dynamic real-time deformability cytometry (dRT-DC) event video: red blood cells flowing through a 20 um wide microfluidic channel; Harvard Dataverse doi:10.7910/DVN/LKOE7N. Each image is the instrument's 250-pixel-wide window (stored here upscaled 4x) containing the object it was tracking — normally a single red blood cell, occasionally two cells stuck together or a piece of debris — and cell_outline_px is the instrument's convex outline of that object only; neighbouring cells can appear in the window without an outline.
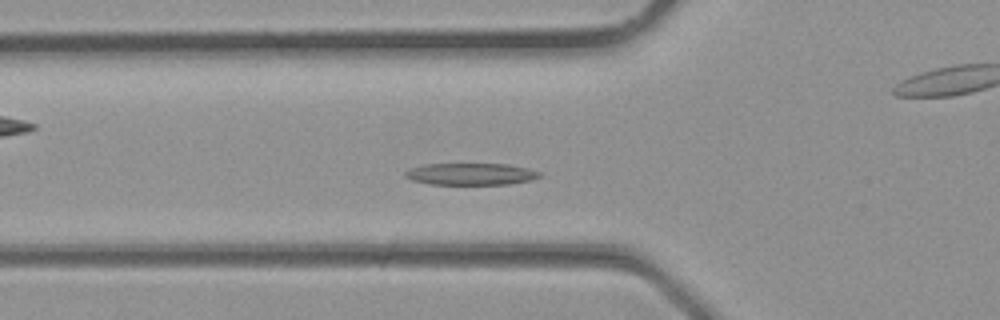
{"species": "common noctule bat (a hibernating species)", "species_latin": "Nyctalus noctula", "temperature_condition": "room temperature", "stored_images_in_passage": 33, "camera_frame_rate_fps": 3000, "um_per_image_px": 0.085, "animal": {"sex": "male", "body_mass_g": 23.1, "forearm_length_mm": 52.7}, "frame": {"image": 1, "passage_image": 10, "time_ms": 3.0, "image_size_px": [1000, 320], "cell_outline_px": [[544, 176], [532, 180], [508, 184], [428, 184], [412, 180], [404, 176], [404, 172], [412, 168], [424, 164], [508, 164], [528, 168], [540, 172]], "centroid_in_image_um": [40.06, 14.79], "position_along_channel_um": 85.7, "area_um2": 17.17}}
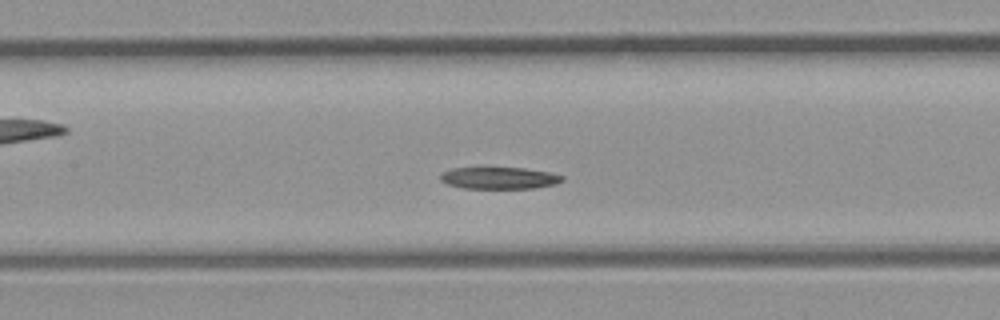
{"frame": {"image": 2, "passage_image": 14, "time_ms": 4.333, "image_size_px": [1000, 320], "cell_outline_px": [[564, 180], [556, 184], [532, 188], [464, 188], [448, 184], [440, 180], [440, 172], [452, 168], [524, 168], [548, 172], [564, 176]], "centroid_in_image_um": [42.42, 15.13], "position_along_channel_um": 165.0, "area_um2": 15.43}}
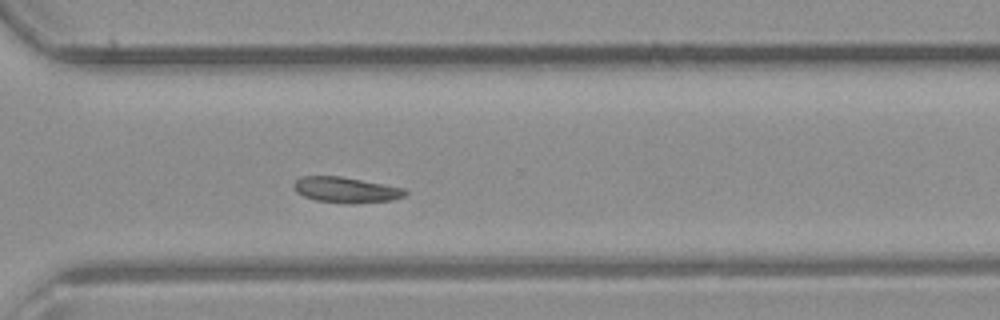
{"frame": {"image": 3, "passage_image": 23, "time_ms": 7.333, "image_size_px": [1000, 320], "cell_outline_px": [[408, 192], [404, 196], [392, 200], [352, 204], [316, 200], [304, 196], [296, 192], [292, 184], [300, 176], [340, 176], [384, 184], [404, 188]], "centroid_in_image_um": [29.4, 16.14], "position_along_channel_um": 341.2, "area_um2": 16.65}}